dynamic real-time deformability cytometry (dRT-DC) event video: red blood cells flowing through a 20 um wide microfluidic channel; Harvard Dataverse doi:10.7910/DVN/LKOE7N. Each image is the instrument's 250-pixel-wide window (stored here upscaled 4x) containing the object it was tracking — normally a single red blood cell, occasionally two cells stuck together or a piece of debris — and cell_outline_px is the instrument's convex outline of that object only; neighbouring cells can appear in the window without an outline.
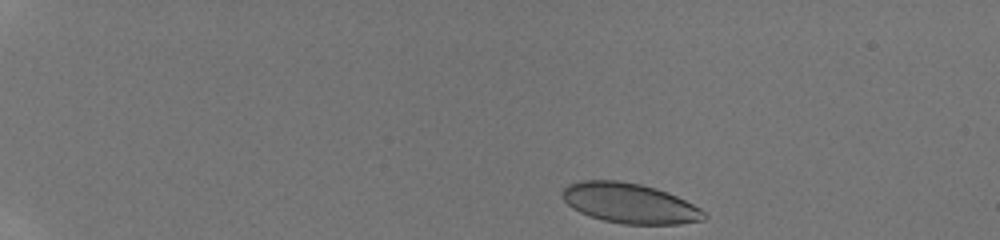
{"species": "human", "species_latin": "Homo sapiens", "temperature_condition": "room temperature", "stored_images_in_passage": 14, "camera_frame_rate_fps": 3000, "um_per_image_px": 0.085, "donor": {"sex": "male"}, "frame": {"image": 1, "passage_image": 1, "time_ms": 0.0, "image_size_px": [1000, 240], "cell_outline_px": [[708, 216], [704, 220], [680, 224], [624, 224], [604, 220], [588, 216], [572, 208], [564, 200], [564, 188], [568, 184], [584, 180], [616, 180], [640, 184], [656, 188], [668, 192], [700, 208]], "centroid_in_image_um": [53.54, 17.28], "position_along_channel_um": 31.5, "area_um2": 32.95}}
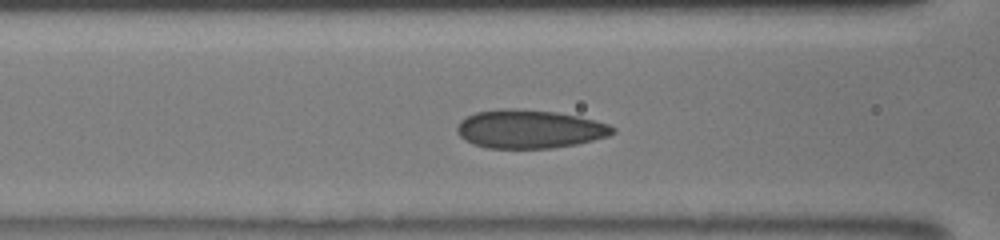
{"frame": {"image": 2, "passage_image": 10, "time_ms": 5.0, "image_size_px": [1000, 240], "cell_outline_px": [[616, 132], [608, 136], [576, 144], [552, 148], [488, 148], [472, 144], [464, 140], [456, 132], [456, 128], [460, 120], [476, 112], [512, 108], [556, 112], [576, 116], [608, 124], [616, 128]], "centroid_in_image_um": [44.98, 10.98], "position_along_channel_um": 121.6, "area_um2": 34.74}}
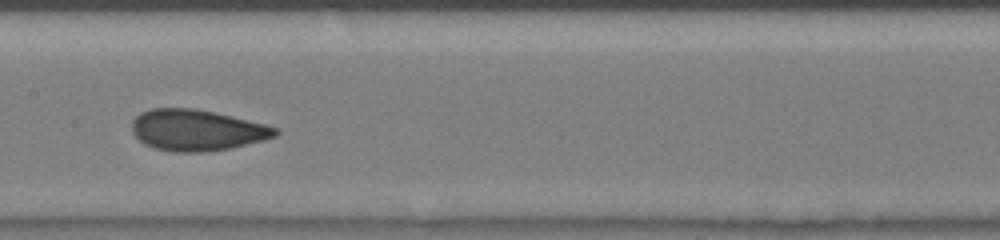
{"frame": {"image": 3, "passage_image": 13, "time_ms": 6.667, "image_size_px": [1000, 240], "cell_outline_px": [[280, 132], [276, 136], [264, 140], [232, 148], [208, 152], [172, 152], [156, 148], [144, 144], [132, 132], [132, 120], [140, 112], [152, 108], [196, 108], [216, 112], [264, 124], [276, 128]], "centroid_in_image_um": [16.73, 11.06], "position_along_channel_um": 190.7, "area_um2": 34.56}}